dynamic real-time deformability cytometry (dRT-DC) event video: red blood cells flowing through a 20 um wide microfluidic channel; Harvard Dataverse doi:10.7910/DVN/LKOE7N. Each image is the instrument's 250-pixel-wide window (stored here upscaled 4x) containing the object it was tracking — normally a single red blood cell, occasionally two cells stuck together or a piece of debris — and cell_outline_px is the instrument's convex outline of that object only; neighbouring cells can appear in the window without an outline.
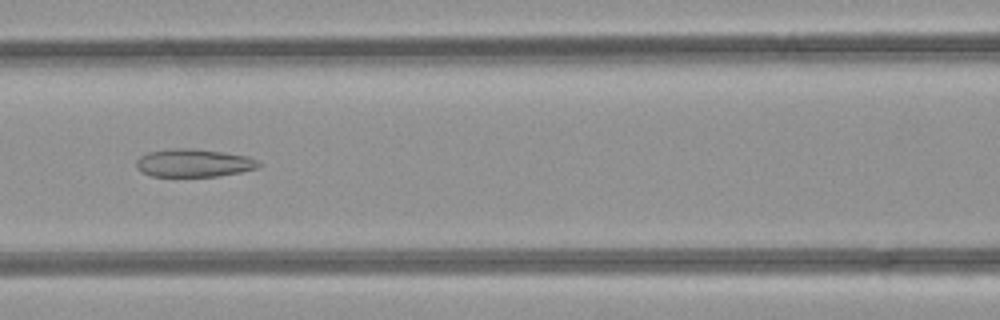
{"species": "common noctule bat (a hibernating species)", "species_latin": "Nyctalus noctula", "temperature_condition": "room temperature", "stored_images_in_passage": 46, "camera_frame_rate_fps": 3000, "um_per_image_px": 0.085, "animal": {"sex": "female", "body_mass_g": 21.9}, "frame": {"image": 1, "passage_image": 21, "time_ms": 6.667, "image_size_px": [1000, 320], "cell_outline_px": [[260, 164], [256, 168], [240, 172], [220, 176], [152, 176], [140, 172], [136, 168], [136, 160], [140, 156], [148, 152], [172, 148], [192, 148], [248, 156], [256, 160]], "centroid_in_image_um": [16.41, 13.85], "position_along_channel_um": 150.2, "area_um2": 19.88}}
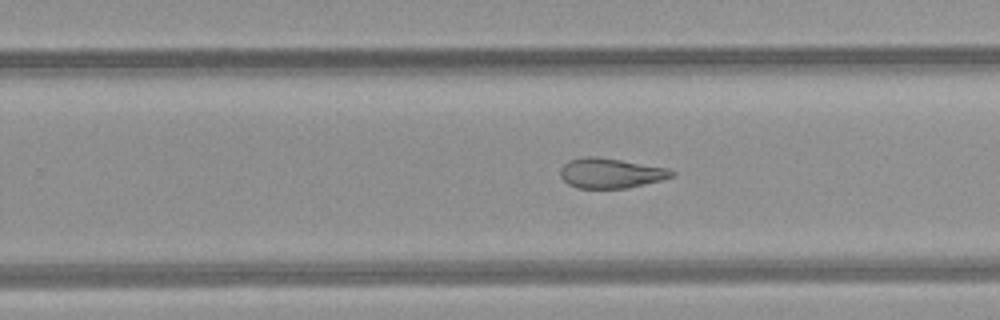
{"frame": {"image": 2, "passage_image": 30, "time_ms": 9.667, "image_size_px": [1000, 320], "cell_outline_px": [[676, 172], [672, 176], [660, 180], [644, 184], [624, 188], [576, 188], [568, 184], [560, 176], [560, 168], [568, 160], [584, 156], [596, 156], [668, 168]], "centroid_in_image_um": [51.86, 14.71], "position_along_channel_um": 277.9, "area_um2": 19.36}}
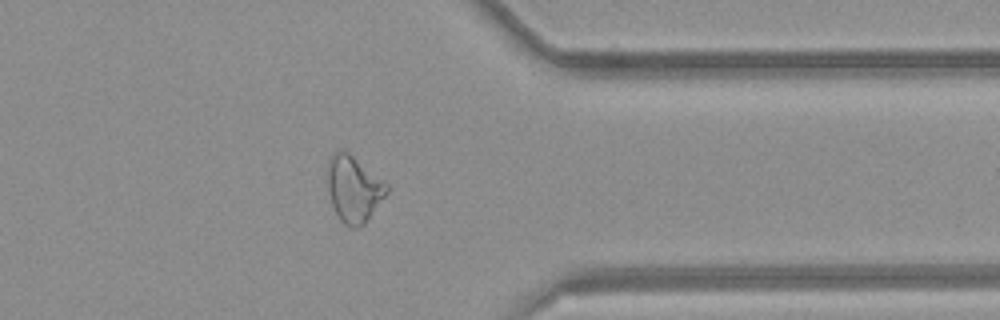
{"frame": {"image": 3, "passage_image": 38, "time_ms": 12.333, "image_size_px": [1000, 320], "cell_outline_px": [[388, 192], [364, 224], [356, 228], [352, 228], [344, 224], [340, 220], [332, 204], [328, 192], [328, 160], [332, 152], [340, 148], [344, 148], [388, 184]], "centroid_in_image_um": [30.05, 16.02], "position_along_channel_um": 381.4, "area_um2": 22.95}}